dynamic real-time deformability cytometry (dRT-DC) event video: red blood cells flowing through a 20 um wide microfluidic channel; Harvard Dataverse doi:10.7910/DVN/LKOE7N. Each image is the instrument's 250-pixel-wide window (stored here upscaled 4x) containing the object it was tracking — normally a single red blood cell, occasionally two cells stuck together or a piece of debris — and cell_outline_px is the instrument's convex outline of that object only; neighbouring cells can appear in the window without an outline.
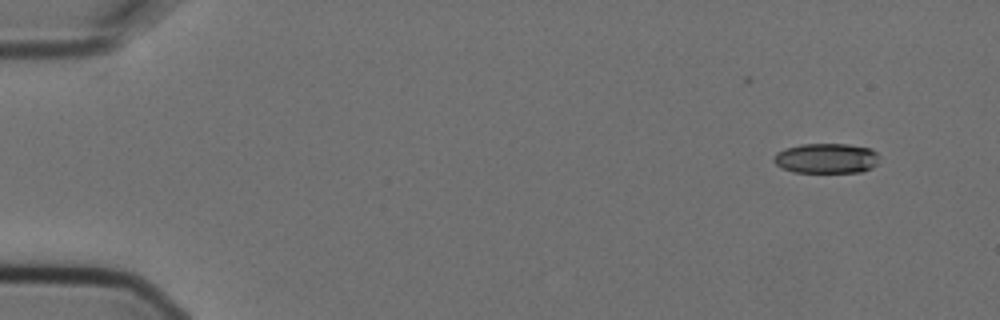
{"species": "Egyptian fruit bat (a non-hibernating species)", "species_latin": "Rousettus aegyptiacus", "temperature_condition": "cold", "stored_images_in_passage": 9, "camera_frame_rate_fps": 3000, "um_per_image_px": 0.085, "animal": {"sex": "female"}, "frame": {"image": 1, "passage_image": 2, "time_ms": 0.333, "image_size_px": [1000, 320], "cell_outline_px": [[876, 164], [872, 168], [860, 172], [792, 172], [776, 164], [772, 160], [772, 156], [776, 152], [784, 148], [800, 144], [848, 144], [872, 148], [876, 152]], "centroid_in_image_um": [70.19, 13.45], "position_along_channel_um": 14.8, "area_um2": 18.55}}
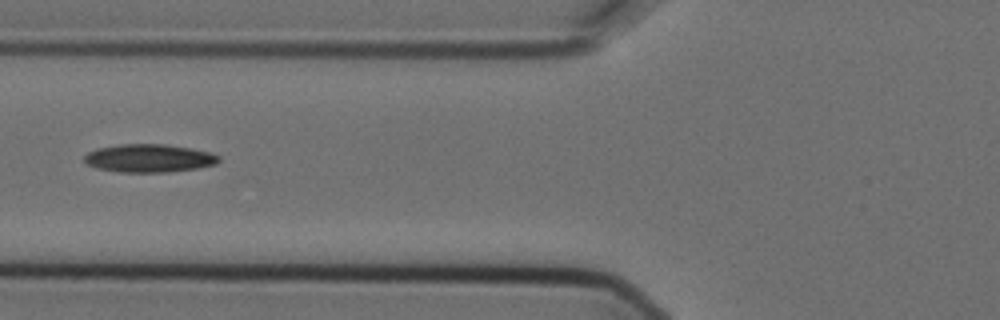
{"frame": {"image": 2, "passage_image": 7, "time_ms": 2.0, "image_size_px": [1000, 320], "cell_outline_px": [[220, 160], [216, 164], [196, 168], [168, 172], [120, 172], [96, 168], [88, 164], [84, 160], [84, 156], [88, 152], [96, 148], [120, 144], [164, 144], [192, 148], [212, 152], [220, 156]], "centroid_in_image_um": [12.68, 13.44], "position_along_channel_um": 113.1, "area_um2": 22.14}}
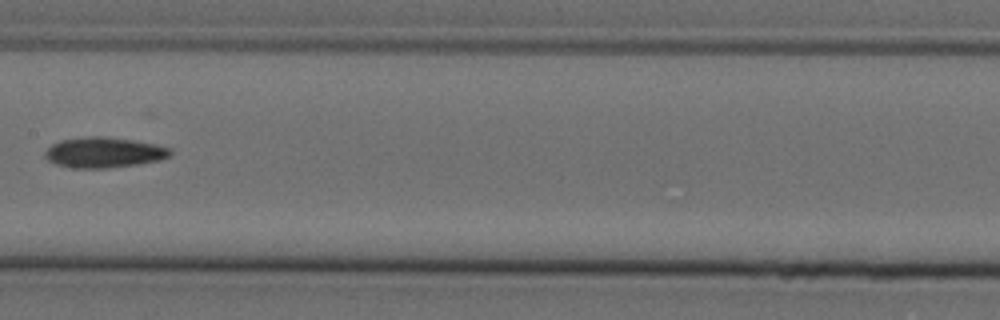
{"frame": {"image": 3, "passage_image": 9, "time_ms": 2.667, "image_size_px": [1000, 320], "cell_outline_px": [[172, 152], [168, 156], [160, 160], [136, 164], [108, 168], [72, 168], [56, 164], [48, 160], [44, 156], [44, 152], [52, 144], [60, 140], [92, 136], [100, 136], [132, 140], [156, 144], [172, 148]], "centroid_in_image_um": [8.82, 12.96], "position_along_channel_um": 198.6, "area_um2": 22.14}}